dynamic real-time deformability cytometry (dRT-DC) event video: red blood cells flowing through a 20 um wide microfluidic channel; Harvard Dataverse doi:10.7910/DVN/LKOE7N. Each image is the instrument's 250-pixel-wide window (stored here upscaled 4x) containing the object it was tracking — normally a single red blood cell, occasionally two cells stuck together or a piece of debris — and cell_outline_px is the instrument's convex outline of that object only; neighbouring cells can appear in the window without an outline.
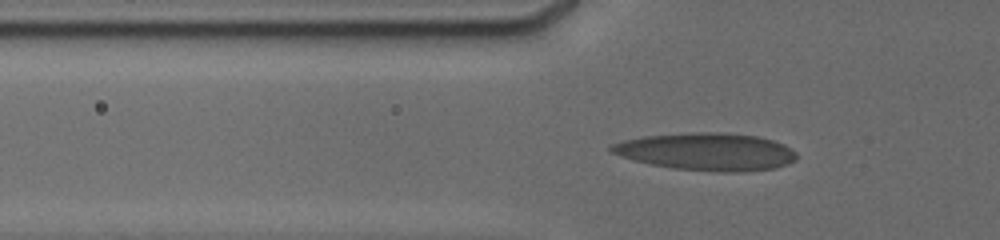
{"species": "human", "species_latin": "Homo sapiens", "temperature_condition": "cold", "stored_images_in_passage": 25, "camera_frame_rate_fps": 3000, "um_per_image_px": 0.085, "donor": {"sex": "male"}, "frame": {"image": 1, "passage_image": 16, "time_ms": 3.667, "image_size_px": [1000, 240], "cell_outline_px": [[796, 160], [788, 164], [776, 168], [744, 172], [720, 172], [672, 168], [652, 164], [636, 160], [612, 152], [608, 148], [612, 144], [624, 140], [648, 136], [692, 132], [720, 132], [756, 136], [772, 140], [784, 144], [796, 152]], "centroid_in_image_um": [60.13, 12.9], "position_along_channel_um": 65.7, "area_um2": 40.23}}
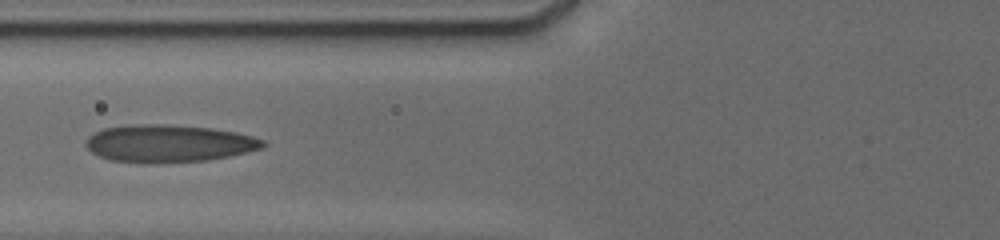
{"frame": {"image": 2, "passage_image": 24, "time_ms": 5.0, "image_size_px": [1000, 240], "cell_outline_px": [[268, 144], [264, 148], [228, 156], [208, 160], [148, 164], [108, 160], [92, 152], [84, 144], [84, 140], [88, 136], [104, 128], [132, 124], [168, 124], [212, 128], [236, 132], [252, 136], [264, 140]], "centroid_in_image_um": [14.33, 12.2], "position_along_channel_um": 111.5, "area_um2": 39.07}}